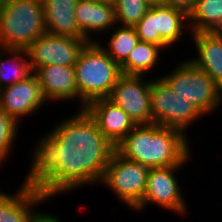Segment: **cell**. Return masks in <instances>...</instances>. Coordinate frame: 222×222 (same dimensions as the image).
Listing matches in <instances>:
<instances>
[{"instance_id":"obj_27","label":"cell","mask_w":222,"mask_h":222,"mask_svg":"<svg viewBox=\"0 0 222 222\" xmlns=\"http://www.w3.org/2000/svg\"><path fill=\"white\" fill-rule=\"evenodd\" d=\"M150 7L151 6H158V5H165V0H144Z\"/></svg>"},{"instance_id":"obj_19","label":"cell","mask_w":222,"mask_h":222,"mask_svg":"<svg viewBox=\"0 0 222 222\" xmlns=\"http://www.w3.org/2000/svg\"><path fill=\"white\" fill-rule=\"evenodd\" d=\"M32 73L26 50L0 48V89L25 80Z\"/></svg>"},{"instance_id":"obj_7","label":"cell","mask_w":222,"mask_h":222,"mask_svg":"<svg viewBox=\"0 0 222 222\" xmlns=\"http://www.w3.org/2000/svg\"><path fill=\"white\" fill-rule=\"evenodd\" d=\"M134 28L140 41L158 45L163 50L184 40L185 32L191 33L188 14L169 5L149 7Z\"/></svg>"},{"instance_id":"obj_17","label":"cell","mask_w":222,"mask_h":222,"mask_svg":"<svg viewBox=\"0 0 222 222\" xmlns=\"http://www.w3.org/2000/svg\"><path fill=\"white\" fill-rule=\"evenodd\" d=\"M196 56L190 61L222 88V32H191Z\"/></svg>"},{"instance_id":"obj_10","label":"cell","mask_w":222,"mask_h":222,"mask_svg":"<svg viewBox=\"0 0 222 222\" xmlns=\"http://www.w3.org/2000/svg\"><path fill=\"white\" fill-rule=\"evenodd\" d=\"M88 41L44 33L26 49L32 72L46 65L74 66Z\"/></svg>"},{"instance_id":"obj_18","label":"cell","mask_w":222,"mask_h":222,"mask_svg":"<svg viewBox=\"0 0 222 222\" xmlns=\"http://www.w3.org/2000/svg\"><path fill=\"white\" fill-rule=\"evenodd\" d=\"M77 1L42 0L46 33L84 38L80 34L74 13Z\"/></svg>"},{"instance_id":"obj_24","label":"cell","mask_w":222,"mask_h":222,"mask_svg":"<svg viewBox=\"0 0 222 222\" xmlns=\"http://www.w3.org/2000/svg\"><path fill=\"white\" fill-rule=\"evenodd\" d=\"M19 128V124L0 108V158L4 163L12 154Z\"/></svg>"},{"instance_id":"obj_23","label":"cell","mask_w":222,"mask_h":222,"mask_svg":"<svg viewBox=\"0 0 222 222\" xmlns=\"http://www.w3.org/2000/svg\"><path fill=\"white\" fill-rule=\"evenodd\" d=\"M149 7L144 0H115L117 24L134 27L145 16Z\"/></svg>"},{"instance_id":"obj_4","label":"cell","mask_w":222,"mask_h":222,"mask_svg":"<svg viewBox=\"0 0 222 222\" xmlns=\"http://www.w3.org/2000/svg\"><path fill=\"white\" fill-rule=\"evenodd\" d=\"M46 33L42 0H7L0 9V48L26 50Z\"/></svg>"},{"instance_id":"obj_15","label":"cell","mask_w":222,"mask_h":222,"mask_svg":"<svg viewBox=\"0 0 222 222\" xmlns=\"http://www.w3.org/2000/svg\"><path fill=\"white\" fill-rule=\"evenodd\" d=\"M47 103L78 101V89L74 66L46 65L33 72Z\"/></svg>"},{"instance_id":"obj_12","label":"cell","mask_w":222,"mask_h":222,"mask_svg":"<svg viewBox=\"0 0 222 222\" xmlns=\"http://www.w3.org/2000/svg\"><path fill=\"white\" fill-rule=\"evenodd\" d=\"M46 102L34 73L25 80L0 89V108L19 125L24 117L38 113Z\"/></svg>"},{"instance_id":"obj_8","label":"cell","mask_w":222,"mask_h":222,"mask_svg":"<svg viewBox=\"0 0 222 222\" xmlns=\"http://www.w3.org/2000/svg\"><path fill=\"white\" fill-rule=\"evenodd\" d=\"M149 167L113 153L100 185L109 187L120 202L134 210L146 191Z\"/></svg>"},{"instance_id":"obj_9","label":"cell","mask_w":222,"mask_h":222,"mask_svg":"<svg viewBox=\"0 0 222 222\" xmlns=\"http://www.w3.org/2000/svg\"><path fill=\"white\" fill-rule=\"evenodd\" d=\"M183 166H168L150 168L147 175L146 191L142 202L134 209V212H142L146 206L154 204L157 207L169 210L179 216L187 217L189 214L188 203L185 202L179 177L176 176ZM179 179V180H178ZM187 210V211H186Z\"/></svg>"},{"instance_id":"obj_13","label":"cell","mask_w":222,"mask_h":222,"mask_svg":"<svg viewBox=\"0 0 222 222\" xmlns=\"http://www.w3.org/2000/svg\"><path fill=\"white\" fill-rule=\"evenodd\" d=\"M23 180L14 193L0 191V222H38L47 213L39 211L38 205L49 199Z\"/></svg>"},{"instance_id":"obj_5","label":"cell","mask_w":222,"mask_h":222,"mask_svg":"<svg viewBox=\"0 0 222 222\" xmlns=\"http://www.w3.org/2000/svg\"><path fill=\"white\" fill-rule=\"evenodd\" d=\"M178 62L165 75L160 74L171 89L196 106L205 117L221 109L222 88L205 71L196 67L189 57Z\"/></svg>"},{"instance_id":"obj_28","label":"cell","mask_w":222,"mask_h":222,"mask_svg":"<svg viewBox=\"0 0 222 222\" xmlns=\"http://www.w3.org/2000/svg\"><path fill=\"white\" fill-rule=\"evenodd\" d=\"M98 3H104V4H109V5H114L115 0H90Z\"/></svg>"},{"instance_id":"obj_1","label":"cell","mask_w":222,"mask_h":222,"mask_svg":"<svg viewBox=\"0 0 222 222\" xmlns=\"http://www.w3.org/2000/svg\"><path fill=\"white\" fill-rule=\"evenodd\" d=\"M40 137L25 179L49 200L77 188L99 185L116 147L85 109Z\"/></svg>"},{"instance_id":"obj_20","label":"cell","mask_w":222,"mask_h":222,"mask_svg":"<svg viewBox=\"0 0 222 222\" xmlns=\"http://www.w3.org/2000/svg\"><path fill=\"white\" fill-rule=\"evenodd\" d=\"M162 54L163 49L160 46L139 40L120 66L121 72L124 75L147 76V73L159 67Z\"/></svg>"},{"instance_id":"obj_22","label":"cell","mask_w":222,"mask_h":222,"mask_svg":"<svg viewBox=\"0 0 222 222\" xmlns=\"http://www.w3.org/2000/svg\"><path fill=\"white\" fill-rule=\"evenodd\" d=\"M110 36V37H109ZM108 36V41L106 46L101 38L96 42L101 46V48L119 65L121 66L129 56L131 50L139 42V37L137 35L136 29L129 26L116 25L112 28L111 35Z\"/></svg>"},{"instance_id":"obj_16","label":"cell","mask_w":222,"mask_h":222,"mask_svg":"<svg viewBox=\"0 0 222 222\" xmlns=\"http://www.w3.org/2000/svg\"><path fill=\"white\" fill-rule=\"evenodd\" d=\"M74 13L80 34L88 42H96L100 39L98 33L104 34L117 25L114 5L78 0ZM92 34L96 37L93 38Z\"/></svg>"},{"instance_id":"obj_6","label":"cell","mask_w":222,"mask_h":222,"mask_svg":"<svg viewBox=\"0 0 222 222\" xmlns=\"http://www.w3.org/2000/svg\"><path fill=\"white\" fill-rule=\"evenodd\" d=\"M150 96L154 124L177 129L186 135L189 127L205 116L186 98L175 93L160 75L150 79Z\"/></svg>"},{"instance_id":"obj_3","label":"cell","mask_w":222,"mask_h":222,"mask_svg":"<svg viewBox=\"0 0 222 222\" xmlns=\"http://www.w3.org/2000/svg\"><path fill=\"white\" fill-rule=\"evenodd\" d=\"M79 109L93 100L108 98L122 75L120 66L97 42H88L74 65Z\"/></svg>"},{"instance_id":"obj_26","label":"cell","mask_w":222,"mask_h":222,"mask_svg":"<svg viewBox=\"0 0 222 222\" xmlns=\"http://www.w3.org/2000/svg\"><path fill=\"white\" fill-rule=\"evenodd\" d=\"M38 222H61V218H59L55 213H46Z\"/></svg>"},{"instance_id":"obj_21","label":"cell","mask_w":222,"mask_h":222,"mask_svg":"<svg viewBox=\"0 0 222 222\" xmlns=\"http://www.w3.org/2000/svg\"><path fill=\"white\" fill-rule=\"evenodd\" d=\"M188 17L191 32H221L222 0H197Z\"/></svg>"},{"instance_id":"obj_25","label":"cell","mask_w":222,"mask_h":222,"mask_svg":"<svg viewBox=\"0 0 222 222\" xmlns=\"http://www.w3.org/2000/svg\"><path fill=\"white\" fill-rule=\"evenodd\" d=\"M197 0H165V5L183 10L188 15L195 8Z\"/></svg>"},{"instance_id":"obj_2","label":"cell","mask_w":222,"mask_h":222,"mask_svg":"<svg viewBox=\"0 0 222 222\" xmlns=\"http://www.w3.org/2000/svg\"><path fill=\"white\" fill-rule=\"evenodd\" d=\"M188 134L158 124H140L116 146L123 158L149 168L185 166L191 160Z\"/></svg>"},{"instance_id":"obj_11","label":"cell","mask_w":222,"mask_h":222,"mask_svg":"<svg viewBox=\"0 0 222 222\" xmlns=\"http://www.w3.org/2000/svg\"><path fill=\"white\" fill-rule=\"evenodd\" d=\"M144 78V79H143ZM122 74L108 97L136 124H152L150 80Z\"/></svg>"},{"instance_id":"obj_29","label":"cell","mask_w":222,"mask_h":222,"mask_svg":"<svg viewBox=\"0 0 222 222\" xmlns=\"http://www.w3.org/2000/svg\"><path fill=\"white\" fill-rule=\"evenodd\" d=\"M3 160L0 158V166L3 165Z\"/></svg>"},{"instance_id":"obj_14","label":"cell","mask_w":222,"mask_h":222,"mask_svg":"<svg viewBox=\"0 0 222 222\" xmlns=\"http://www.w3.org/2000/svg\"><path fill=\"white\" fill-rule=\"evenodd\" d=\"M101 133L116 147L136 124L118 105L108 98L91 101L86 107Z\"/></svg>"}]
</instances>
